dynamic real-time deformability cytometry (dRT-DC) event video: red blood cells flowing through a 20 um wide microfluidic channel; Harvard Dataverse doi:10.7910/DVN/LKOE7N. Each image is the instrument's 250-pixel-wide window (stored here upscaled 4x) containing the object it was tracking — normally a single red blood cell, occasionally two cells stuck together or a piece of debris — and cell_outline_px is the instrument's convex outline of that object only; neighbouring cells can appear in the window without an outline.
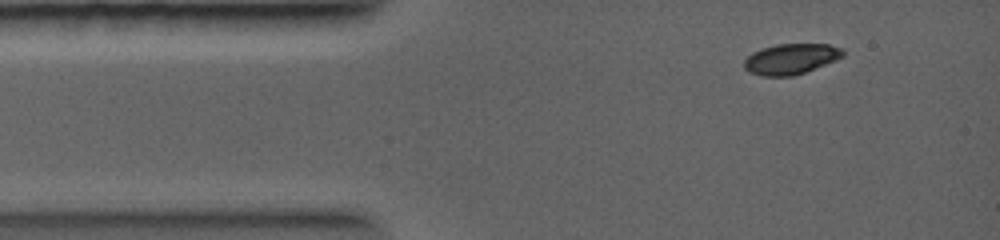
{"species": "common noctule bat (a hibernating species)", "species_latin": "Nyctalus noctula", "temperature_condition": "warm", "stored_images_in_passage": 4, "camera_frame_rate_fps": 5000, "um_per_image_px": 0.085, "animal": {"sex": "female", "body_mass_g": 19.0, "forearm_length_mm": 56.7}, "frame": {"image": 1, "passage_image": 1, "time_ms": 0.0, "image_size_px": [1000, 240], "cell_outline_px": [[844, 56], [836, 60], [804, 72], [792, 76], [764, 76], [748, 72], [744, 68], [744, 60], [752, 52], [760, 48], [776, 44], [828, 44], [844, 48]], "centroid_in_image_um": [67.22, 5.0], "position_along_channel_um": 17.8, "area_um2": 17.69}}
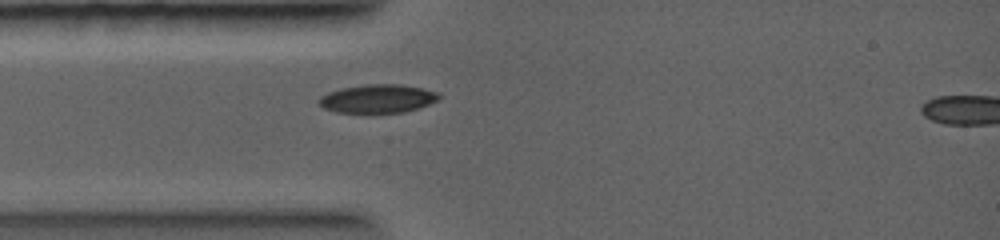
{"frame": {"image": 2, "passage_image": 4, "time_ms": 1.6, "image_size_px": [1000, 240], "cell_outline_px": [[440, 96], [436, 100], [428, 104], [404, 112], [372, 116], [336, 112], [324, 108], [320, 104], [320, 96], [328, 92], [344, 88], [368, 84], [396, 84], [424, 88], [440, 92]], "centroid_in_image_um": [32.1, 8.43], "position_along_channel_um": 52.9, "area_um2": 20.52}}